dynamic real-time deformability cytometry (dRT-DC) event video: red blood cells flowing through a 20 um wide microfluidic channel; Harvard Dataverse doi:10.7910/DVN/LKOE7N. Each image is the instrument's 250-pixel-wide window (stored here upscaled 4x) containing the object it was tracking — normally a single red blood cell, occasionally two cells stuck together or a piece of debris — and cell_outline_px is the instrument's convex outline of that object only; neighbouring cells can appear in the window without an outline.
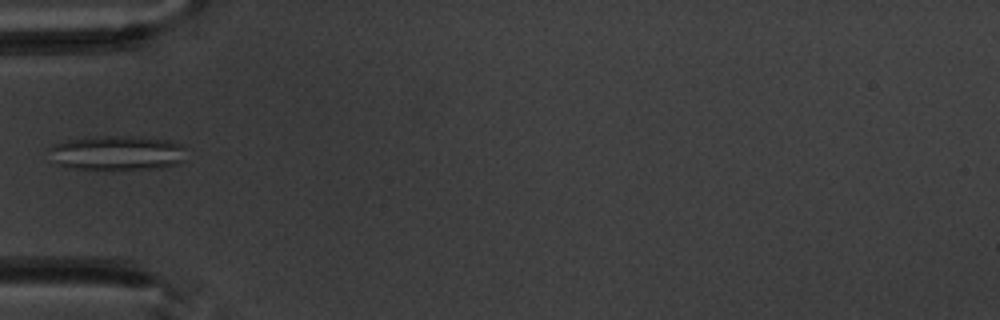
{"species": "common noctule bat (a hibernating species)", "species_latin": "Nyctalus noctula", "temperature_condition": "warm", "stored_images_in_passage": 5, "camera_frame_rate_fps": 3000, "um_per_image_px": 0.085, "animal": {"sex": "male", "body_mass_g": 20.1, "forearm_length_mm": 53.5}, "frame": {"image": 1, "passage_image": 4, "time_ms": 5.0, "image_size_px": [1000, 320], "cell_outline_px": [[184, 160], [176, 164], [160, 168], [76, 168], [60, 164], [48, 148], [52, 144], [68, 140], [88, 136], [136, 136], [168, 140], [184, 144]], "centroid_in_image_um": [10.02, 12.96], "position_along_channel_um": 75.0, "area_um2": 27.17}}
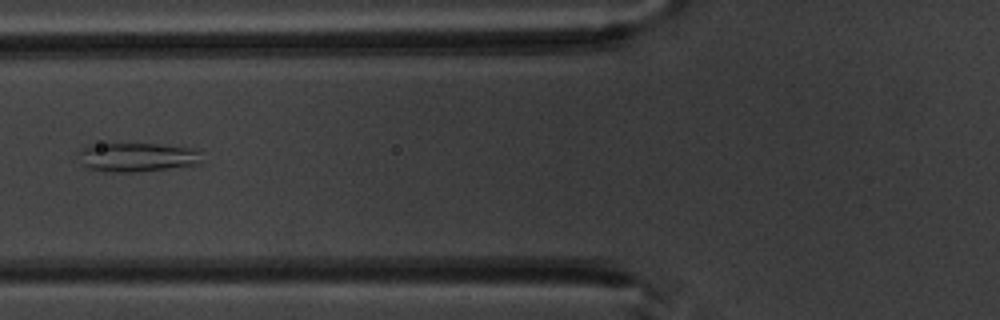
{"frame": {"image": 2, "passage_image": 5, "time_ms": 6.0, "image_size_px": [1000, 320], "cell_outline_px": [[200, 164], [136, 172], [112, 172], [88, 168], [84, 164], [76, 152], [88, 144], [160, 144], [196, 148], [200, 152]], "centroid_in_image_um": [11.65, 13.35], "position_along_channel_um": 114.1, "area_um2": 20.87}}